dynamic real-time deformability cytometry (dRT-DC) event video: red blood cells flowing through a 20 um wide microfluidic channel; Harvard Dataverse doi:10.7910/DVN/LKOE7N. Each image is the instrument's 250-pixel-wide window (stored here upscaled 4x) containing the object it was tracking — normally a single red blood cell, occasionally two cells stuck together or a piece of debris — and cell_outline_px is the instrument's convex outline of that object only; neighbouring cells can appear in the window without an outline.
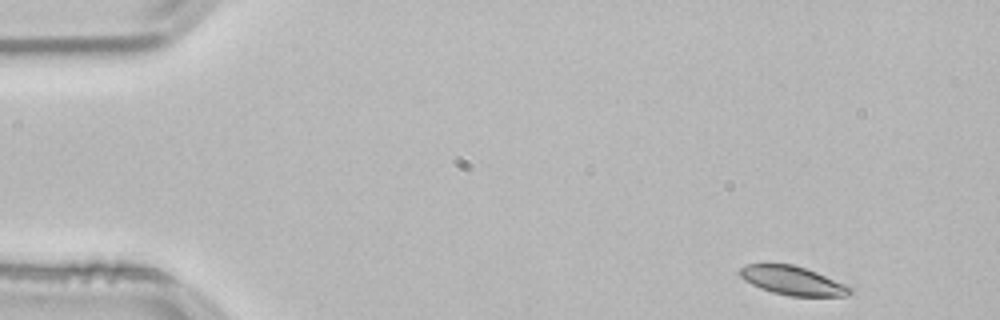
{"species": "common noctule bat (a hibernating species)", "species_latin": "Nyctalus noctula", "temperature_condition": "room temperature", "stored_images_in_passage": 49, "camera_frame_rate_fps": 3000, "um_per_image_px": 0.085, "animal": {"sex": "male", "body_mass_g": 21.5, "forearm_length_mm": 52.0}, "frame": {"image": 1, "passage_image": 1, "time_ms": 0.0, "image_size_px": [1000, 320], "cell_outline_px": [[852, 292], [848, 296], [788, 296], [772, 292], [760, 288], [744, 280], [736, 272], [744, 264], [768, 260], [792, 264], [816, 272], [844, 284], [852, 288]], "centroid_in_image_um": [67.25, 23.8], "position_along_channel_um": 17.7, "area_um2": 19.13}}
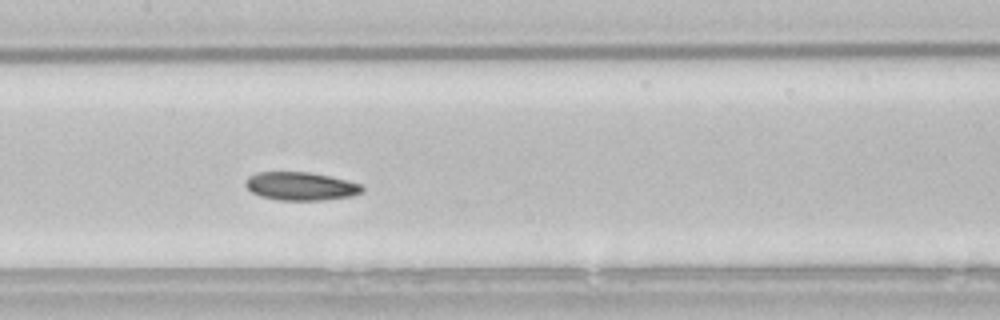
{"frame": {"image": 2, "passage_image": 22, "time_ms": 7.0, "image_size_px": [1000, 320], "cell_outline_px": [[364, 192], [352, 196], [324, 200], [280, 200], [260, 196], [252, 192], [244, 184], [248, 176], [256, 172], [308, 172], [348, 180], [360, 184], [364, 188]], "centroid_in_image_um": [25.57, 15.83], "position_along_channel_um": 181.8, "area_um2": 19.25}}
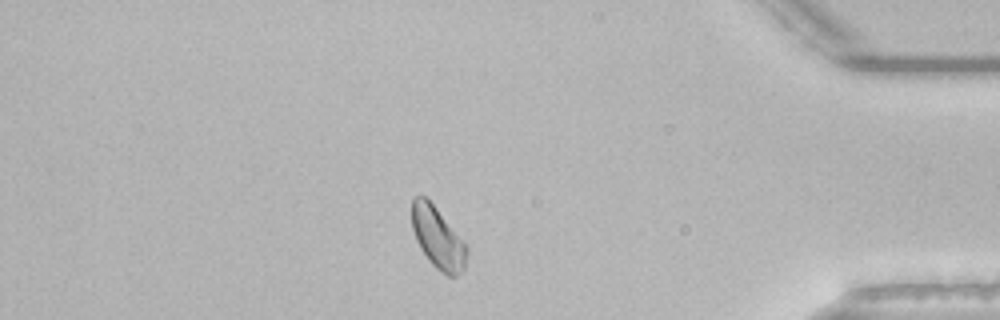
{"frame": {"image": 3, "passage_image": 42, "time_ms": 13.667, "image_size_px": [1000, 320], "cell_outline_px": [[468, 252], [464, 268], [456, 276], [448, 276], [436, 268], [428, 260], [420, 248], [416, 240], [412, 228], [412, 200], [416, 196], [424, 196], [436, 208], [468, 248]], "centroid_in_image_um": [37.2, 20.25], "position_along_channel_um": 398.0, "area_um2": 19.25}}